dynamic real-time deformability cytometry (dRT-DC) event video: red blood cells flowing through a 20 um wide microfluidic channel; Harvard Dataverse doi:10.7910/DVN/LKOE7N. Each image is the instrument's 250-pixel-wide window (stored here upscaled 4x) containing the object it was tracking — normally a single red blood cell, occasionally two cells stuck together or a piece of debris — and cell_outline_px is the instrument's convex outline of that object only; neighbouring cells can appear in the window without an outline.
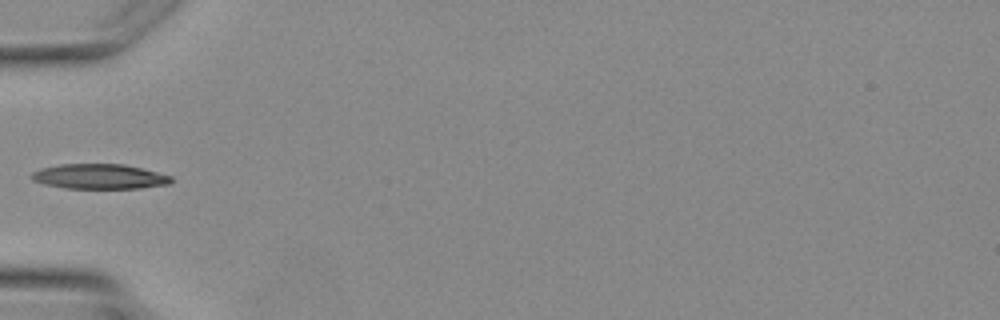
{"species": "Egyptian fruit bat (a non-hibernating species)", "species_latin": "Rousettus aegyptiacus", "temperature_condition": "warm", "stored_images_in_passage": 4, "camera_frame_rate_fps": 3000, "um_per_image_px": 0.085, "animal": {"sex": "female"}, "frame": {"image": 1, "passage_image": 4, "time_ms": 4.0, "image_size_px": [1000, 320], "cell_outline_px": [[172, 180], [168, 184], [140, 188], [64, 188], [44, 184], [32, 180], [28, 176], [32, 172], [40, 168], [60, 164], [124, 164], [172, 176]], "centroid_in_image_um": [8.39, 15.0], "position_along_channel_um": 76.6, "area_um2": 20.29}}